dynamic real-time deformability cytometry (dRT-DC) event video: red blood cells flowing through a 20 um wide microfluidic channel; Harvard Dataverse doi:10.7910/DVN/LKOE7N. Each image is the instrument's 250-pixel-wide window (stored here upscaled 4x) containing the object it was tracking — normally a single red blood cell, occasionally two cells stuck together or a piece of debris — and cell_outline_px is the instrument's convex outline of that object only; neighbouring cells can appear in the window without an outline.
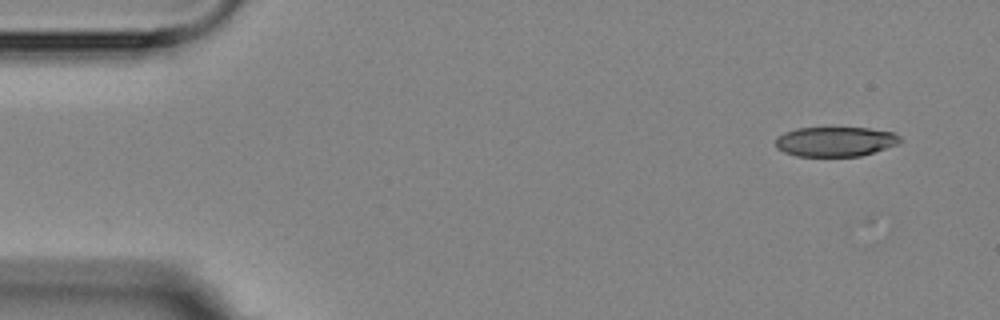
{"species": "Egyptian fruit bat (a non-hibernating species)", "species_latin": "Rousettus aegyptiacus", "temperature_condition": "room temperature", "stored_images_in_passage": 5, "camera_frame_rate_fps": 3000, "um_per_image_px": 0.085, "animal": {"sex": "female"}, "frame": {"image": 1, "passage_image": 1, "time_ms": 0.0, "image_size_px": [1000, 320], "cell_outline_px": [[904, 140], [900, 144], [860, 156], [796, 156], [784, 152], [776, 148], [776, 136], [784, 132], [796, 128], [868, 128], [892, 132], [900, 136]], "centroid_in_image_um": [71.01, 12.03], "position_along_channel_um": 14.0, "area_um2": 21.73}}